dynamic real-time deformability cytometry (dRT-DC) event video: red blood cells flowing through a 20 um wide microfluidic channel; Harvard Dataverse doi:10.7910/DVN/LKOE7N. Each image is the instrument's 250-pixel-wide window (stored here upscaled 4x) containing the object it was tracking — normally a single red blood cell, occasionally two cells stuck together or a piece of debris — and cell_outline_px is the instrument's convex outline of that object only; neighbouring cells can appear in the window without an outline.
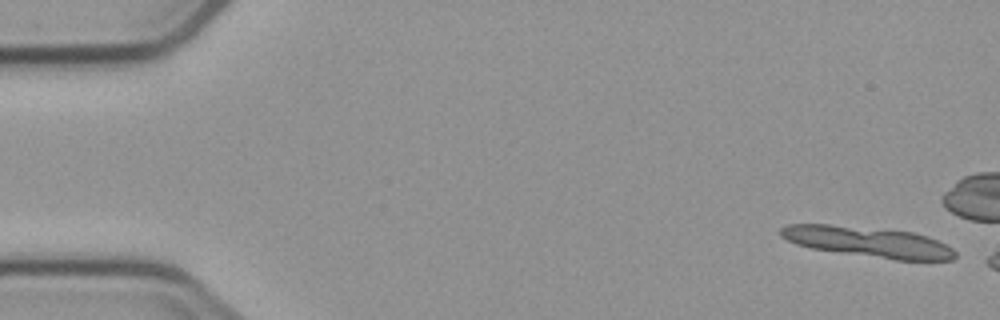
{"species": "common noctule bat (a hibernating species)", "species_latin": "Nyctalus noctula", "temperature_condition": "cold", "stored_images_in_passage": 3, "camera_frame_rate_fps": 3000, "um_per_image_px": 0.085, "animal": {"sex": "male", "body_mass_g": 23.1, "forearm_length_mm": 52.7}, "frame": {"image": 1, "passage_image": 1, "time_ms": 0.0, "image_size_px": [1000, 320], "cell_outline_px": [[956, 256], [952, 260], [896, 260], [812, 248], [796, 244], [780, 236], [780, 228], [788, 224], [828, 224], [912, 232], [928, 236], [952, 248], [956, 252]], "centroid_in_image_um": [73.79, 20.56], "position_along_channel_um": 11.2, "area_um2": 30.58}}